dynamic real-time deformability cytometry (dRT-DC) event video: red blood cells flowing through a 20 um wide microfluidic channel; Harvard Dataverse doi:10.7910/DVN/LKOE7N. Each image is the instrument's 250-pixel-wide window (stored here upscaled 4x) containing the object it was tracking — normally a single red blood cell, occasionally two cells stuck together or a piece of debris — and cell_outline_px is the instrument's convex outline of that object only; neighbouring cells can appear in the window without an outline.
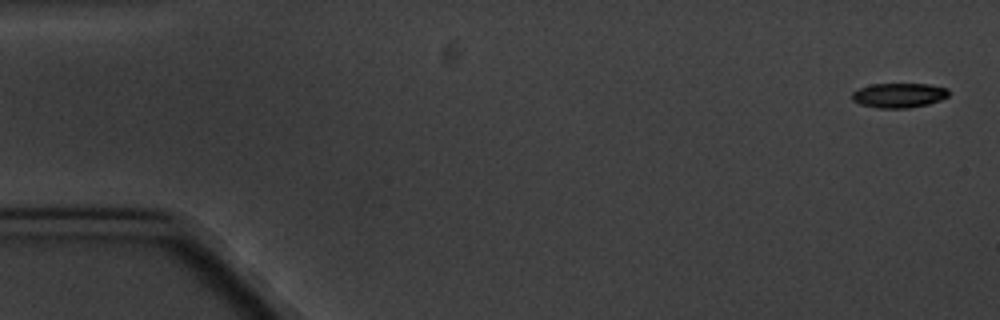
{"species": "common noctule bat (a hibernating species)", "species_latin": "Nyctalus noctula", "temperature_condition": "cold", "stored_images_in_passage": 10, "camera_frame_rate_fps": 3000, "um_per_image_px": 0.085, "animal": {"sex": "male", "body_mass_g": 20.1, "forearm_length_mm": 53.5}, "frame": {"image": 1, "passage_image": 1, "time_ms": 0.0, "image_size_px": [1000, 320], "cell_outline_px": [[948, 96], [940, 100], [928, 104], [908, 108], [880, 108], [860, 104], [852, 100], [852, 92], [860, 88], [872, 84], [928, 84], [948, 88]], "centroid_in_image_um": [76.41, 8.1], "position_along_channel_um": 8.6, "area_um2": 13.81}}
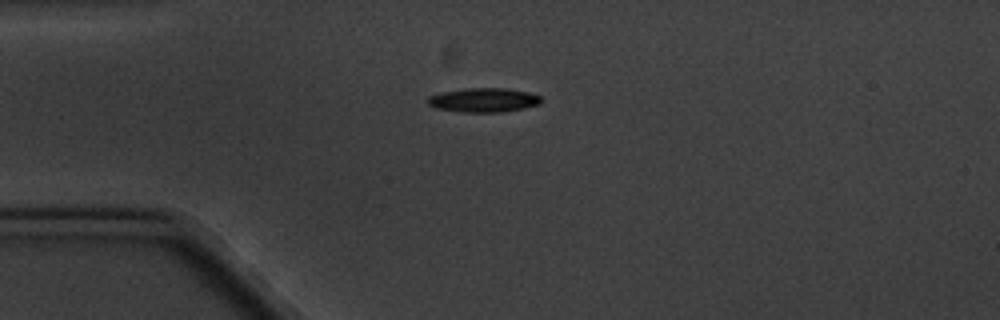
{"frame": {"image": 2, "passage_image": 4, "time_ms": 4.333, "image_size_px": [1000, 320], "cell_outline_px": [[544, 100], [540, 104], [524, 108], [500, 112], [464, 112], [436, 108], [428, 104], [424, 100], [428, 96], [440, 92], [468, 88], [504, 88], [528, 92], [540, 96]], "centroid_in_image_um": [41.09, 8.5], "position_along_channel_um": 43.9, "area_um2": 16.07}}
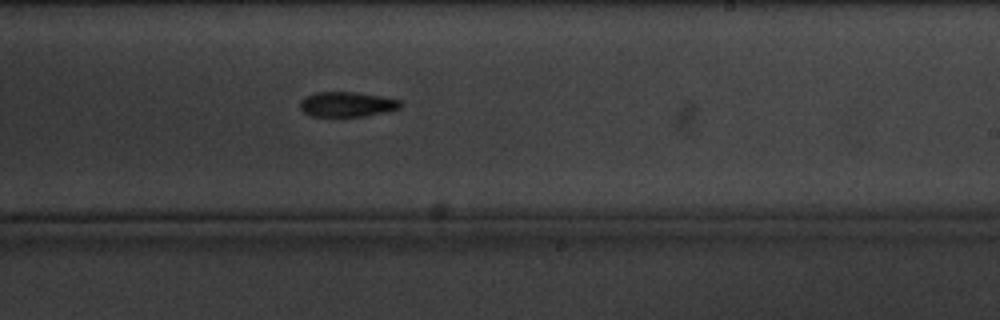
{"frame": {"image": 3, "passage_image": 10, "time_ms": 11.333, "image_size_px": [1000, 320], "cell_outline_px": [[400, 108], [384, 112], [364, 116], [308, 116], [300, 108], [300, 100], [304, 96], [316, 92], [356, 92], [380, 96], [400, 100]], "centroid_in_image_um": [29.43, 8.86], "position_along_channel_um": 259.6, "area_um2": 14.57}}